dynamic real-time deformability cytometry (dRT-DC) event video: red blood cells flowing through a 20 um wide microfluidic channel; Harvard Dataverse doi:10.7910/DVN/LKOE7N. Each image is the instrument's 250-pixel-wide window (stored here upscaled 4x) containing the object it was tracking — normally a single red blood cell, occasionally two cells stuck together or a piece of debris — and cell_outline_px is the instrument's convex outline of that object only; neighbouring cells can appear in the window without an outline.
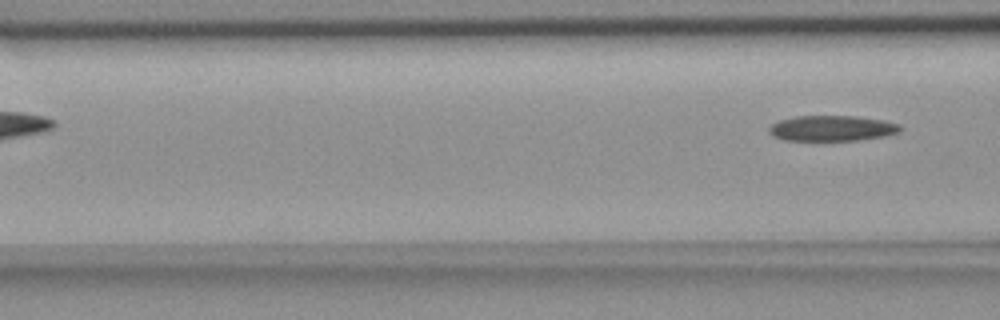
{"species": "common noctule bat (a hibernating species)", "species_latin": "Nyctalus noctula", "temperature_condition": "room temperature", "stored_images_in_passage": 6, "camera_frame_rate_fps": 3000, "um_per_image_px": 0.085, "animal": {"sex": "female", "body_mass_g": 18.4}, "frame": {"image": 1, "passage_image": 6, "time_ms": 6.0, "image_size_px": [1000, 320], "cell_outline_px": [[900, 132], [884, 136], [860, 140], [784, 140], [772, 136], [768, 132], [768, 128], [772, 124], [780, 120], [796, 116], [856, 116], [880, 120], [900, 124]], "centroid_in_image_um": [70.68, 10.9], "position_along_channel_um": 95.9, "area_um2": 19.42}}